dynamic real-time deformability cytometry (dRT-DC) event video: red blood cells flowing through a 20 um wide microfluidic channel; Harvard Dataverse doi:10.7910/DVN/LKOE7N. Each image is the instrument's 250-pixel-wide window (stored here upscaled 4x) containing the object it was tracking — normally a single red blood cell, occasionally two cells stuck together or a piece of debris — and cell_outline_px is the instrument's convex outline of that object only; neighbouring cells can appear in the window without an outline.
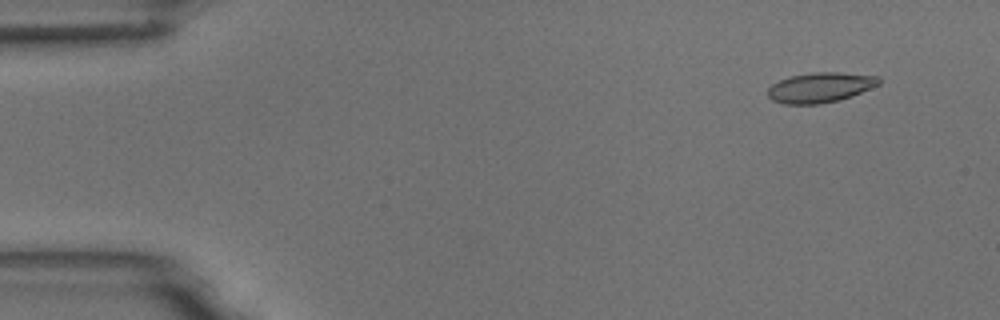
{"species": "common noctule bat (a hibernating species)", "species_latin": "Nyctalus noctula", "temperature_condition": "room temperature", "stored_images_in_passage": 5, "camera_frame_rate_fps": 3000, "um_per_image_px": 0.085, "animal": {"sex": "male", "body_mass_g": 18.8}, "frame": {"image": 1, "passage_image": 2, "time_ms": 0.333, "image_size_px": [1000, 320], "cell_outline_px": [[880, 84], [852, 96], [840, 100], [820, 104], [784, 104], [772, 100], [768, 96], [768, 88], [772, 84], [780, 80], [792, 76], [812, 72], [840, 72], [880, 76]], "centroid_in_image_um": [69.74, 7.43], "position_along_channel_um": 15.3, "area_um2": 19.54}}
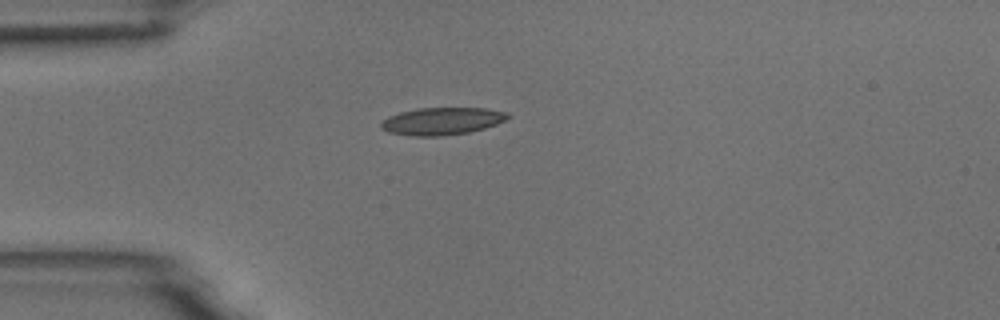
{"frame": {"image": 2, "passage_image": 5, "time_ms": 1.333, "image_size_px": [1000, 320], "cell_outline_px": [[512, 116], [496, 124], [484, 128], [468, 132], [440, 136], [412, 136], [388, 132], [380, 128], [380, 124], [388, 116], [400, 112], [416, 108], [484, 108], [508, 112]], "centroid_in_image_um": [37.56, 10.29], "position_along_channel_um": 47.4, "area_um2": 20.23}}